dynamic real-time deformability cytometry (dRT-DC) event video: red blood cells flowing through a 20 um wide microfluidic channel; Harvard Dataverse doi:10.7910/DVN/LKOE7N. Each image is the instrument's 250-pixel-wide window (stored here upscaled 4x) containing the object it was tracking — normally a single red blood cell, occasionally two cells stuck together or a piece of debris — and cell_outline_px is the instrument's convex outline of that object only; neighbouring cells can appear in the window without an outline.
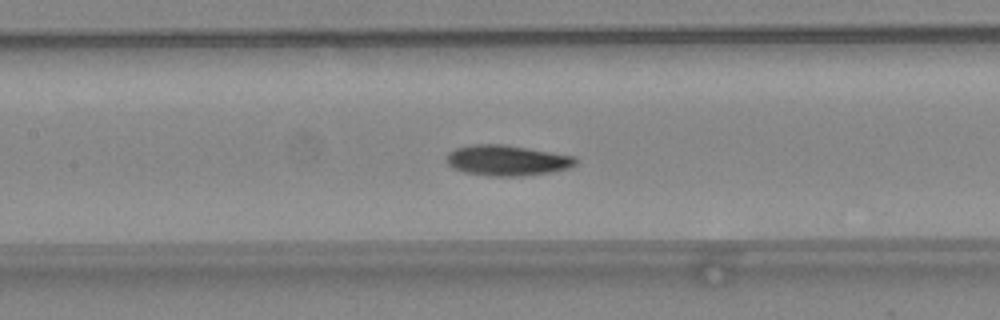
{"species": "common noctule bat (a hibernating species)", "species_latin": "Nyctalus noctula", "temperature_condition": "warm", "stored_images_in_passage": 35, "camera_frame_rate_fps": 3000, "um_per_image_px": 0.085, "animal": {"sex": "female", "body_mass_g": 24.6, "forearm_length_mm": 56.2}, "frame": {"image": 1, "passage_image": 10, "time_ms": 3.0, "image_size_px": [1000, 320], "cell_outline_px": [[576, 164], [568, 168], [548, 172], [520, 176], [492, 176], [464, 172], [452, 168], [448, 164], [448, 152], [456, 148], [472, 144], [504, 144], [576, 156]], "centroid_in_image_um": [43.09, 13.62], "position_along_channel_um": 164.3, "area_um2": 22.83}}
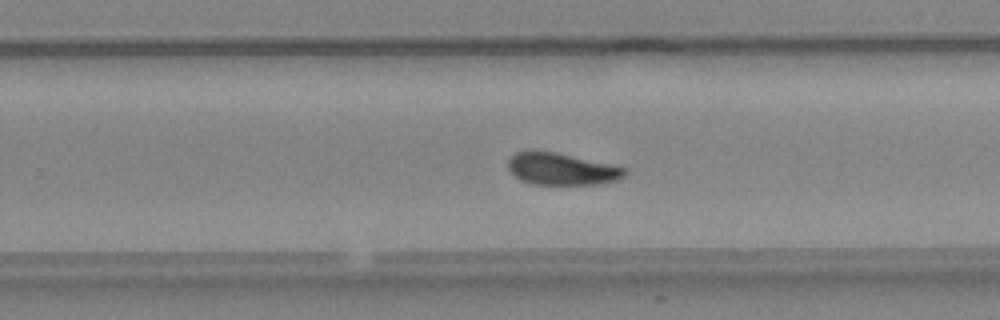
{"frame": {"image": 2, "passage_image": 18, "time_ms": 5.667, "image_size_px": [1000, 320], "cell_outline_px": [[628, 172], [624, 176], [616, 180], [600, 184], [532, 184], [520, 180], [508, 168], [508, 160], [516, 152], [532, 148], [556, 152], [608, 164], [624, 168]], "centroid_in_image_um": [47.68, 14.34], "position_along_channel_um": 282.1, "area_um2": 21.79}}
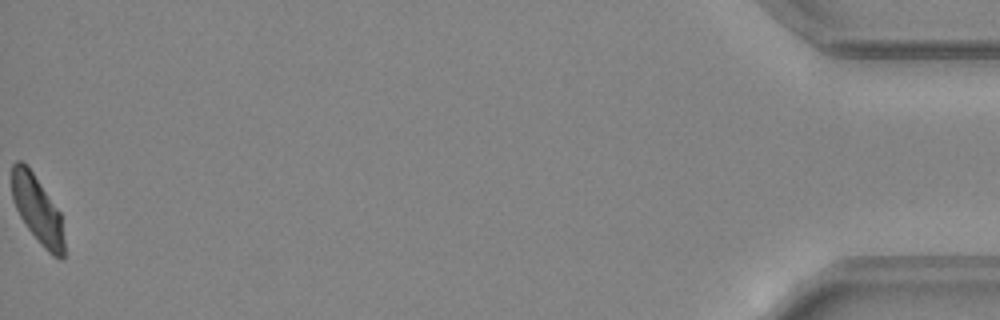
{"frame": {"image": 3, "passage_image": 35, "time_ms": 11.333, "image_size_px": [1000, 320], "cell_outline_px": [[64, 260], [60, 260], [52, 256], [44, 248], [28, 228], [20, 216], [12, 200], [12, 164], [16, 160], [20, 160], [28, 164], [60, 212], [64, 240]], "centroid_in_image_um": [3.18, 17.8], "position_along_channel_um": 432.0, "area_um2": 20.69}, "authors_computed_cell_mechanics": {"area_um2": 21.964, "velocity_mm_per_s": 4.4454, "shape_relaxation_time_tau1_ms": 4.8757, "shape_relaxation_time_tau2_ms": 5.0444, "deformation_change_tau1": 0.1586, "deformation_change_tau2": 0.1032}}